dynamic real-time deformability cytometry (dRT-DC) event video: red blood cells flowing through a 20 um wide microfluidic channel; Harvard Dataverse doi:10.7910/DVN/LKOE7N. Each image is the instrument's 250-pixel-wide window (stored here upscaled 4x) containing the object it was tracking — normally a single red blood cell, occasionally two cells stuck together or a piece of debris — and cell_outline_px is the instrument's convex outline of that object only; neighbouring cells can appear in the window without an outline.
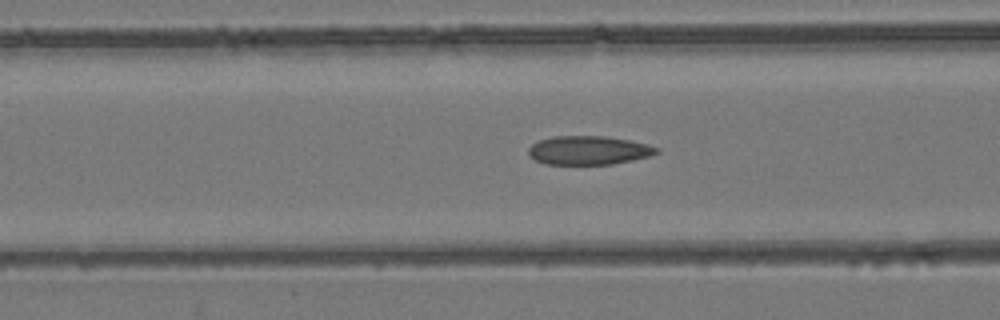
{"species": "common noctule bat (a hibernating species)", "species_latin": "Nyctalus noctula", "temperature_condition": "room temperature", "stored_images_in_passage": 21, "camera_frame_rate_fps": 3000, "um_per_image_px": 0.085, "animal": {"sex": "female", "body_mass_g": 24.6, "forearm_length_mm": 56.2}, "frame": {"image": 1, "passage_image": 9, "time_ms": 2.667, "image_size_px": [1000, 320], "cell_outline_px": [[660, 152], [648, 156], [632, 160], [612, 164], [544, 164], [528, 156], [528, 148], [532, 144], [540, 140], [552, 136], [604, 136], [628, 140], [648, 144], [660, 148]], "centroid_in_image_um": [50.02, 12.77], "position_along_channel_um": 116.6, "area_um2": 21.5}}
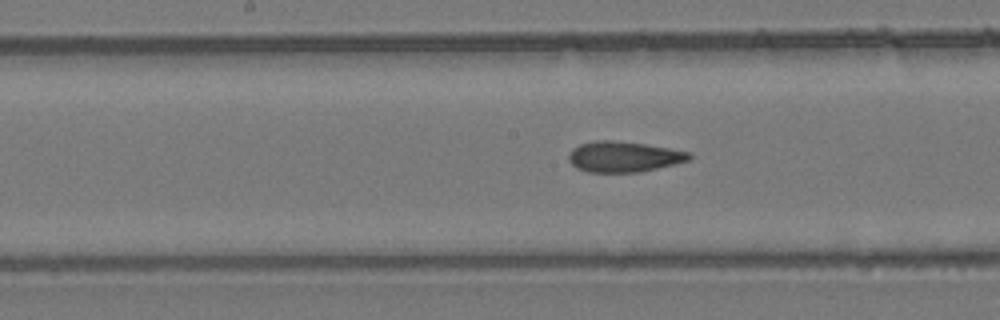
{"frame": {"image": 2, "passage_image": 15, "time_ms": 4.667, "image_size_px": [1000, 320], "cell_outline_px": [[692, 156], [688, 160], [640, 172], [588, 172], [576, 168], [568, 160], [568, 152], [572, 148], [580, 144], [596, 140], [612, 140], [644, 144], [692, 152]], "centroid_in_image_um": [52.97, 13.31], "position_along_channel_um": 195.2, "area_um2": 21.44}}
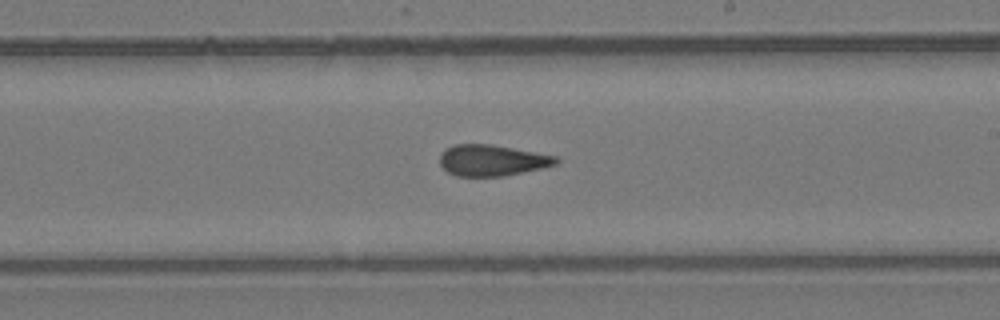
{"frame": {"image": 3, "passage_image": 19, "time_ms": 6.0, "image_size_px": [1000, 320], "cell_outline_px": [[560, 160], [556, 164], [540, 168], [504, 176], [456, 176], [448, 172], [440, 164], [440, 152], [456, 144], [488, 144], [556, 156]], "centroid_in_image_um": [41.79, 13.63], "position_along_channel_um": 247.2, "area_um2": 20.75}}